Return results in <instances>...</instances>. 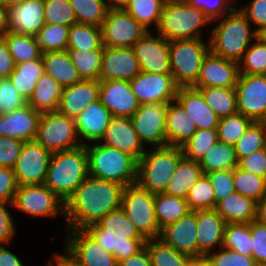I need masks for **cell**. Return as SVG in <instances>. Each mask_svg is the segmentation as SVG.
Segmentation results:
<instances>
[{"label":"cell","instance_id":"cell-38","mask_svg":"<svg viewBox=\"0 0 266 266\" xmlns=\"http://www.w3.org/2000/svg\"><path fill=\"white\" fill-rule=\"evenodd\" d=\"M195 89L202 94L206 104L219 119L238 113L235 88L202 87Z\"/></svg>","mask_w":266,"mask_h":266},{"label":"cell","instance_id":"cell-61","mask_svg":"<svg viewBox=\"0 0 266 266\" xmlns=\"http://www.w3.org/2000/svg\"><path fill=\"white\" fill-rule=\"evenodd\" d=\"M238 167L246 172L266 178V148L241 158L238 161Z\"/></svg>","mask_w":266,"mask_h":266},{"label":"cell","instance_id":"cell-54","mask_svg":"<svg viewBox=\"0 0 266 266\" xmlns=\"http://www.w3.org/2000/svg\"><path fill=\"white\" fill-rule=\"evenodd\" d=\"M220 251V252H219ZM218 252H211L205 258L210 266H254L252 256H245L234 250L221 247Z\"/></svg>","mask_w":266,"mask_h":266},{"label":"cell","instance_id":"cell-56","mask_svg":"<svg viewBox=\"0 0 266 266\" xmlns=\"http://www.w3.org/2000/svg\"><path fill=\"white\" fill-rule=\"evenodd\" d=\"M9 78L0 79V115L6 114L26 105Z\"/></svg>","mask_w":266,"mask_h":266},{"label":"cell","instance_id":"cell-75","mask_svg":"<svg viewBox=\"0 0 266 266\" xmlns=\"http://www.w3.org/2000/svg\"><path fill=\"white\" fill-rule=\"evenodd\" d=\"M254 266H266V262L255 263Z\"/></svg>","mask_w":266,"mask_h":266},{"label":"cell","instance_id":"cell-40","mask_svg":"<svg viewBox=\"0 0 266 266\" xmlns=\"http://www.w3.org/2000/svg\"><path fill=\"white\" fill-rule=\"evenodd\" d=\"M151 266H188L192 257L179 253L159 238L146 239Z\"/></svg>","mask_w":266,"mask_h":266},{"label":"cell","instance_id":"cell-53","mask_svg":"<svg viewBox=\"0 0 266 266\" xmlns=\"http://www.w3.org/2000/svg\"><path fill=\"white\" fill-rule=\"evenodd\" d=\"M46 24L71 27L77 23L76 15L69 0H44Z\"/></svg>","mask_w":266,"mask_h":266},{"label":"cell","instance_id":"cell-57","mask_svg":"<svg viewBox=\"0 0 266 266\" xmlns=\"http://www.w3.org/2000/svg\"><path fill=\"white\" fill-rule=\"evenodd\" d=\"M206 175L212 184L216 203L235 192L233 169L213 171L206 173Z\"/></svg>","mask_w":266,"mask_h":266},{"label":"cell","instance_id":"cell-58","mask_svg":"<svg viewBox=\"0 0 266 266\" xmlns=\"http://www.w3.org/2000/svg\"><path fill=\"white\" fill-rule=\"evenodd\" d=\"M250 224L252 257L255 263L266 262V225L253 220Z\"/></svg>","mask_w":266,"mask_h":266},{"label":"cell","instance_id":"cell-66","mask_svg":"<svg viewBox=\"0 0 266 266\" xmlns=\"http://www.w3.org/2000/svg\"><path fill=\"white\" fill-rule=\"evenodd\" d=\"M0 266H24L21 259L0 244Z\"/></svg>","mask_w":266,"mask_h":266},{"label":"cell","instance_id":"cell-9","mask_svg":"<svg viewBox=\"0 0 266 266\" xmlns=\"http://www.w3.org/2000/svg\"><path fill=\"white\" fill-rule=\"evenodd\" d=\"M121 208L145 239L159 238L154 193L141 188L137 183L128 185L122 194Z\"/></svg>","mask_w":266,"mask_h":266},{"label":"cell","instance_id":"cell-70","mask_svg":"<svg viewBox=\"0 0 266 266\" xmlns=\"http://www.w3.org/2000/svg\"><path fill=\"white\" fill-rule=\"evenodd\" d=\"M110 9H124L129 5L131 0H106Z\"/></svg>","mask_w":266,"mask_h":266},{"label":"cell","instance_id":"cell-20","mask_svg":"<svg viewBox=\"0 0 266 266\" xmlns=\"http://www.w3.org/2000/svg\"><path fill=\"white\" fill-rule=\"evenodd\" d=\"M239 75L238 62L216 56L209 51L202 61L194 88H235Z\"/></svg>","mask_w":266,"mask_h":266},{"label":"cell","instance_id":"cell-59","mask_svg":"<svg viewBox=\"0 0 266 266\" xmlns=\"http://www.w3.org/2000/svg\"><path fill=\"white\" fill-rule=\"evenodd\" d=\"M24 141L0 136V167L14 168Z\"/></svg>","mask_w":266,"mask_h":266},{"label":"cell","instance_id":"cell-15","mask_svg":"<svg viewBox=\"0 0 266 266\" xmlns=\"http://www.w3.org/2000/svg\"><path fill=\"white\" fill-rule=\"evenodd\" d=\"M51 155L35 140L24 142L13 168L18 186L44 184Z\"/></svg>","mask_w":266,"mask_h":266},{"label":"cell","instance_id":"cell-47","mask_svg":"<svg viewBox=\"0 0 266 266\" xmlns=\"http://www.w3.org/2000/svg\"><path fill=\"white\" fill-rule=\"evenodd\" d=\"M235 191L258 202L266 194V178L246 172L238 166L233 169Z\"/></svg>","mask_w":266,"mask_h":266},{"label":"cell","instance_id":"cell-29","mask_svg":"<svg viewBox=\"0 0 266 266\" xmlns=\"http://www.w3.org/2000/svg\"><path fill=\"white\" fill-rule=\"evenodd\" d=\"M176 100L182 105L188 118L197 129H217L219 117L206 104L202 94L195 88H178Z\"/></svg>","mask_w":266,"mask_h":266},{"label":"cell","instance_id":"cell-35","mask_svg":"<svg viewBox=\"0 0 266 266\" xmlns=\"http://www.w3.org/2000/svg\"><path fill=\"white\" fill-rule=\"evenodd\" d=\"M45 73L42 58L15 64L14 70L9 75V80L21 97L27 102L38 80Z\"/></svg>","mask_w":266,"mask_h":266},{"label":"cell","instance_id":"cell-64","mask_svg":"<svg viewBox=\"0 0 266 266\" xmlns=\"http://www.w3.org/2000/svg\"><path fill=\"white\" fill-rule=\"evenodd\" d=\"M15 63L9 53L7 43L0 37V78H8L14 70Z\"/></svg>","mask_w":266,"mask_h":266},{"label":"cell","instance_id":"cell-69","mask_svg":"<svg viewBox=\"0 0 266 266\" xmlns=\"http://www.w3.org/2000/svg\"><path fill=\"white\" fill-rule=\"evenodd\" d=\"M9 32L8 9L0 5V37Z\"/></svg>","mask_w":266,"mask_h":266},{"label":"cell","instance_id":"cell-11","mask_svg":"<svg viewBox=\"0 0 266 266\" xmlns=\"http://www.w3.org/2000/svg\"><path fill=\"white\" fill-rule=\"evenodd\" d=\"M13 208L36 218L65 216V202L44 184L18 186Z\"/></svg>","mask_w":266,"mask_h":266},{"label":"cell","instance_id":"cell-28","mask_svg":"<svg viewBox=\"0 0 266 266\" xmlns=\"http://www.w3.org/2000/svg\"><path fill=\"white\" fill-rule=\"evenodd\" d=\"M226 222L214 209L197 210L198 258L213 252L214 246L222 247Z\"/></svg>","mask_w":266,"mask_h":266},{"label":"cell","instance_id":"cell-34","mask_svg":"<svg viewBox=\"0 0 266 266\" xmlns=\"http://www.w3.org/2000/svg\"><path fill=\"white\" fill-rule=\"evenodd\" d=\"M203 171L197 161L182 157L164 193L186 199L191 187L202 176Z\"/></svg>","mask_w":266,"mask_h":266},{"label":"cell","instance_id":"cell-68","mask_svg":"<svg viewBox=\"0 0 266 266\" xmlns=\"http://www.w3.org/2000/svg\"><path fill=\"white\" fill-rule=\"evenodd\" d=\"M255 220L266 225V194L256 203Z\"/></svg>","mask_w":266,"mask_h":266},{"label":"cell","instance_id":"cell-63","mask_svg":"<svg viewBox=\"0 0 266 266\" xmlns=\"http://www.w3.org/2000/svg\"><path fill=\"white\" fill-rule=\"evenodd\" d=\"M9 206L13 208V203L0 201V244H9L16 232L13 216L7 209Z\"/></svg>","mask_w":266,"mask_h":266},{"label":"cell","instance_id":"cell-18","mask_svg":"<svg viewBox=\"0 0 266 266\" xmlns=\"http://www.w3.org/2000/svg\"><path fill=\"white\" fill-rule=\"evenodd\" d=\"M129 83L140 105L168 104L176 99L178 87L172 74H153L141 71Z\"/></svg>","mask_w":266,"mask_h":266},{"label":"cell","instance_id":"cell-42","mask_svg":"<svg viewBox=\"0 0 266 266\" xmlns=\"http://www.w3.org/2000/svg\"><path fill=\"white\" fill-rule=\"evenodd\" d=\"M102 50L67 49L70 59L82 80H99Z\"/></svg>","mask_w":266,"mask_h":266},{"label":"cell","instance_id":"cell-24","mask_svg":"<svg viewBox=\"0 0 266 266\" xmlns=\"http://www.w3.org/2000/svg\"><path fill=\"white\" fill-rule=\"evenodd\" d=\"M42 113L27 103L19 109L0 115V136L24 142L35 140Z\"/></svg>","mask_w":266,"mask_h":266},{"label":"cell","instance_id":"cell-39","mask_svg":"<svg viewBox=\"0 0 266 266\" xmlns=\"http://www.w3.org/2000/svg\"><path fill=\"white\" fill-rule=\"evenodd\" d=\"M3 38L15 64L37 60L41 57L42 52L35 36L9 31Z\"/></svg>","mask_w":266,"mask_h":266},{"label":"cell","instance_id":"cell-26","mask_svg":"<svg viewBox=\"0 0 266 266\" xmlns=\"http://www.w3.org/2000/svg\"><path fill=\"white\" fill-rule=\"evenodd\" d=\"M9 31L36 36L44 26V0H24L8 9Z\"/></svg>","mask_w":266,"mask_h":266},{"label":"cell","instance_id":"cell-5","mask_svg":"<svg viewBox=\"0 0 266 266\" xmlns=\"http://www.w3.org/2000/svg\"><path fill=\"white\" fill-rule=\"evenodd\" d=\"M86 144L89 176L124 187L137 181V161L129 154L100 142Z\"/></svg>","mask_w":266,"mask_h":266},{"label":"cell","instance_id":"cell-10","mask_svg":"<svg viewBox=\"0 0 266 266\" xmlns=\"http://www.w3.org/2000/svg\"><path fill=\"white\" fill-rule=\"evenodd\" d=\"M35 141L51 153L81 146L75 119L58 111L42 113Z\"/></svg>","mask_w":266,"mask_h":266},{"label":"cell","instance_id":"cell-33","mask_svg":"<svg viewBox=\"0 0 266 266\" xmlns=\"http://www.w3.org/2000/svg\"><path fill=\"white\" fill-rule=\"evenodd\" d=\"M63 87L50 75L43 74L27 101L32 109L40 113L57 111Z\"/></svg>","mask_w":266,"mask_h":266},{"label":"cell","instance_id":"cell-51","mask_svg":"<svg viewBox=\"0 0 266 266\" xmlns=\"http://www.w3.org/2000/svg\"><path fill=\"white\" fill-rule=\"evenodd\" d=\"M217 141V129H197L192 137L183 146H181L183 156L199 162Z\"/></svg>","mask_w":266,"mask_h":266},{"label":"cell","instance_id":"cell-31","mask_svg":"<svg viewBox=\"0 0 266 266\" xmlns=\"http://www.w3.org/2000/svg\"><path fill=\"white\" fill-rule=\"evenodd\" d=\"M256 203L235 191L218 201L214 210L226 223H250L256 217Z\"/></svg>","mask_w":266,"mask_h":266},{"label":"cell","instance_id":"cell-25","mask_svg":"<svg viewBox=\"0 0 266 266\" xmlns=\"http://www.w3.org/2000/svg\"><path fill=\"white\" fill-rule=\"evenodd\" d=\"M99 80H82L64 87L57 111L76 119L89 105L99 100Z\"/></svg>","mask_w":266,"mask_h":266},{"label":"cell","instance_id":"cell-49","mask_svg":"<svg viewBox=\"0 0 266 266\" xmlns=\"http://www.w3.org/2000/svg\"><path fill=\"white\" fill-rule=\"evenodd\" d=\"M68 31L69 27L45 23L35 36L41 52L66 51Z\"/></svg>","mask_w":266,"mask_h":266},{"label":"cell","instance_id":"cell-32","mask_svg":"<svg viewBox=\"0 0 266 266\" xmlns=\"http://www.w3.org/2000/svg\"><path fill=\"white\" fill-rule=\"evenodd\" d=\"M45 74L50 75L63 88L81 82L68 51H53L41 54Z\"/></svg>","mask_w":266,"mask_h":266},{"label":"cell","instance_id":"cell-22","mask_svg":"<svg viewBox=\"0 0 266 266\" xmlns=\"http://www.w3.org/2000/svg\"><path fill=\"white\" fill-rule=\"evenodd\" d=\"M140 72V65L132 47L103 46L99 80L130 81Z\"/></svg>","mask_w":266,"mask_h":266},{"label":"cell","instance_id":"cell-1","mask_svg":"<svg viewBox=\"0 0 266 266\" xmlns=\"http://www.w3.org/2000/svg\"><path fill=\"white\" fill-rule=\"evenodd\" d=\"M124 186L87 176L65 202L66 229H86L121 207Z\"/></svg>","mask_w":266,"mask_h":266},{"label":"cell","instance_id":"cell-62","mask_svg":"<svg viewBox=\"0 0 266 266\" xmlns=\"http://www.w3.org/2000/svg\"><path fill=\"white\" fill-rule=\"evenodd\" d=\"M18 184L14 170L8 167H0V201L14 203Z\"/></svg>","mask_w":266,"mask_h":266},{"label":"cell","instance_id":"cell-23","mask_svg":"<svg viewBox=\"0 0 266 266\" xmlns=\"http://www.w3.org/2000/svg\"><path fill=\"white\" fill-rule=\"evenodd\" d=\"M99 142L131 155L136 161L146 152L130 117H113Z\"/></svg>","mask_w":266,"mask_h":266},{"label":"cell","instance_id":"cell-43","mask_svg":"<svg viewBox=\"0 0 266 266\" xmlns=\"http://www.w3.org/2000/svg\"><path fill=\"white\" fill-rule=\"evenodd\" d=\"M240 74L266 75V41L258 35L238 62Z\"/></svg>","mask_w":266,"mask_h":266},{"label":"cell","instance_id":"cell-73","mask_svg":"<svg viewBox=\"0 0 266 266\" xmlns=\"http://www.w3.org/2000/svg\"><path fill=\"white\" fill-rule=\"evenodd\" d=\"M258 35H260L266 41V28L262 32H260Z\"/></svg>","mask_w":266,"mask_h":266},{"label":"cell","instance_id":"cell-41","mask_svg":"<svg viewBox=\"0 0 266 266\" xmlns=\"http://www.w3.org/2000/svg\"><path fill=\"white\" fill-rule=\"evenodd\" d=\"M67 49H103L101 27L76 23L69 28Z\"/></svg>","mask_w":266,"mask_h":266},{"label":"cell","instance_id":"cell-13","mask_svg":"<svg viewBox=\"0 0 266 266\" xmlns=\"http://www.w3.org/2000/svg\"><path fill=\"white\" fill-rule=\"evenodd\" d=\"M235 91L238 113L266 122V75L240 74Z\"/></svg>","mask_w":266,"mask_h":266},{"label":"cell","instance_id":"cell-30","mask_svg":"<svg viewBox=\"0 0 266 266\" xmlns=\"http://www.w3.org/2000/svg\"><path fill=\"white\" fill-rule=\"evenodd\" d=\"M174 102V103H173ZM197 131V127L188 118L185 109L175 99L167 104L166 111V136L170 146H183Z\"/></svg>","mask_w":266,"mask_h":266},{"label":"cell","instance_id":"cell-12","mask_svg":"<svg viewBox=\"0 0 266 266\" xmlns=\"http://www.w3.org/2000/svg\"><path fill=\"white\" fill-rule=\"evenodd\" d=\"M147 30L124 9H108L101 25L103 46L132 47Z\"/></svg>","mask_w":266,"mask_h":266},{"label":"cell","instance_id":"cell-45","mask_svg":"<svg viewBox=\"0 0 266 266\" xmlns=\"http://www.w3.org/2000/svg\"><path fill=\"white\" fill-rule=\"evenodd\" d=\"M164 3V0H131L125 10L147 31H152L149 26L154 22L157 29Z\"/></svg>","mask_w":266,"mask_h":266},{"label":"cell","instance_id":"cell-4","mask_svg":"<svg viewBox=\"0 0 266 266\" xmlns=\"http://www.w3.org/2000/svg\"><path fill=\"white\" fill-rule=\"evenodd\" d=\"M88 175L86 147L81 145L52 153L44 185L66 202Z\"/></svg>","mask_w":266,"mask_h":266},{"label":"cell","instance_id":"cell-37","mask_svg":"<svg viewBox=\"0 0 266 266\" xmlns=\"http://www.w3.org/2000/svg\"><path fill=\"white\" fill-rule=\"evenodd\" d=\"M203 174L232 170L238 166L234 145L217 141L198 162Z\"/></svg>","mask_w":266,"mask_h":266},{"label":"cell","instance_id":"cell-74","mask_svg":"<svg viewBox=\"0 0 266 266\" xmlns=\"http://www.w3.org/2000/svg\"><path fill=\"white\" fill-rule=\"evenodd\" d=\"M165 3L185 2V0H164Z\"/></svg>","mask_w":266,"mask_h":266},{"label":"cell","instance_id":"cell-50","mask_svg":"<svg viewBox=\"0 0 266 266\" xmlns=\"http://www.w3.org/2000/svg\"><path fill=\"white\" fill-rule=\"evenodd\" d=\"M254 121L241 113L219 119L218 141L235 145Z\"/></svg>","mask_w":266,"mask_h":266},{"label":"cell","instance_id":"cell-46","mask_svg":"<svg viewBox=\"0 0 266 266\" xmlns=\"http://www.w3.org/2000/svg\"><path fill=\"white\" fill-rule=\"evenodd\" d=\"M222 246L245 256H252L250 224L226 223Z\"/></svg>","mask_w":266,"mask_h":266},{"label":"cell","instance_id":"cell-72","mask_svg":"<svg viewBox=\"0 0 266 266\" xmlns=\"http://www.w3.org/2000/svg\"><path fill=\"white\" fill-rule=\"evenodd\" d=\"M24 0H0V5L6 7L7 9L20 4Z\"/></svg>","mask_w":266,"mask_h":266},{"label":"cell","instance_id":"cell-36","mask_svg":"<svg viewBox=\"0 0 266 266\" xmlns=\"http://www.w3.org/2000/svg\"><path fill=\"white\" fill-rule=\"evenodd\" d=\"M154 208L160 230L175 223L190 211L186 199L164 192L154 194Z\"/></svg>","mask_w":266,"mask_h":266},{"label":"cell","instance_id":"cell-17","mask_svg":"<svg viewBox=\"0 0 266 266\" xmlns=\"http://www.w3.org/2000/svg\"><path fill=\"white\" fill-rule=\"evenodd\" d=\"M153 31H147L132 46L142 72L171 74L169 41Z\"/></svg>","mask_w":266,"mask_h":266},{"label":"cell","instance_id":"cell-2","mask_svg":"<svg viewBox=\"0 0 266 266\" xmlns=\"http://www.w3.org/2000/svg\"><path fill=\"white\" fill-rule=\"evenodd\" d=\"M117 262L127 259L140 251L146 239L120 207L101 218L96 224L85 229Z\"/></svg>","mask_w":266,"mask_h":266},{"label":"cell","instance_id":"cell-55","mask_svg":"<svg viewBox=\"0 0 266 266\" xmlns=\"http://www.w3.org/2000/svg\"><path fill=\"white\" fill-rule=\"evenodd\" d=\"M230 1L231 0H185V3L199 8L211 22H213L237 8L231 4L233 1Z\"/></svg>","mask_w":266,"mask_h":266},{"label":"cell","instance_id":"cell-60","mask_svg":"<svg viewBox=\"0 0 266 266\" xmlns=\"http://www.w3.org/2000/svg\"><path fill=\"white\" fill-rule=\"evenodd\" d=\"M258 34L266 28V0H251L248 6L238 8ZM254 24V25H253Z\"/></svg>","mask_w":266,"mask_h":266},{"label":"cell","instance_id":"cell-16","mask_svg":"<svg viewBox=\"0 0 266 266\" xmlns=\"http://www.w3.org/2000/svg\"><path fill=\"white\" fill-rule=\"evenodd\" d=\"M167 104L148 103L140 105L130 117L141 142L151 147L167 146L166 136ZM153 145V146H152Z\"/></svg>","mask_w":266,"mask_h":266},{"label":"cell","instance_id":"cell-44","mask_svg":"<svg viewBox=\"0 0 266 266\" xmlns=\"http://www.w3.org/2000/svg\"><path fill=\"white\" fill-rule=\"evenodd\" d=\"M77 23L101 27L108 11L106 0H69Z\"/></svg>","mask_w":266,"mask_h":266},{"label":"cell","instance_id":"cell-14","mask_svg":"<svg viewBox=\"0 0 266 266\" xmlns=\"http://www.w3.org/2000/svg\"><path fill=\"white\" fill-rule=\"evenodd\" d=\"M67 231L65 251L78 266H117L113 254L106 251L85 229Z\"/></svg>","mask_w":266,"mask_h":266},{"label":"cell","instance_id":"cell-6","mask_svg":"<svg viewBox=\"0 0 266 266\" xmlns=\"http://www.w3.org/2000/svg\"><path fill=\"white\" fill-rule=\"evenodd\" d=\"M183 151L178 146L152 147L137 161L136 183L151 193H161L167 188Z\"/></svg>","mask_w":266,"mask_h":266},{"label":"cell","instance_id":"cell-65","mask_svg":"<svg viewBox=\"0 0 266 266\" xmlns=\"http://www.w3.org/2000/svg\"><path fill=\"white\" fill-rule=\"evenodd\" d=\"M117 266H151V260L146 246L131 257L117 262Z\"/></svg>","mask_w":266,"mask_h":266},{"label":"cell","instance_id":"cell-19","mask_svg":"<svg viewBox=\"0 0 266 266\" xmlns=\"http://www.w3.org/2000/svg\"><path fill=\"white\" fill-rule=\"evenodd\" d=\"M159 239L179 253L198 258L197 210H190L175 223L162 228Z\"/></svg>","mask_w":266,"mask_h":266},{"label":"cell","instance_id":"cell-8","mask_svg":"<svg viewBox=\"0 0 266 266\" xmlns=\"http://www.w3.org/2000/svg\"><path fill=\"white\" fill-rule=\"evenodd\" d=\"M209 51V41L203 42L202 38L169 42L170 69L178 88L197 85L202 61Z\"/></svg>","mask_w":266,"mask_h":266},{"label":"cell","instance_id":"cell-71","mask_svg":"<svg viewBox=\"0 0 266 266\" xmlns=\"http://www.w3.org/2000/svg\"><path fill=\"white\" fill-rule=\"evenodd\" d=\"M188 266H210L208 260L205 257L193 258Z\"/></svg>","mask_w":266,"mask_h":266},{"label":"cell","instance_id":"cell-48","mask_svg":"<svg viewBox=\"0 0 266 266\" xmlns=\"http://www.w3.org/2000/svg\"><path fill=\"white\" fill-rule=\"evenodd\" d=\"M263 148H266V122H253L234 145L238 161Z\"/></svg>","mask_w":266,"mask_h":266},{"label":"cell","instance_id":"cell-27","mask_svg":"<svg viewBox=\"0 0 266 266\" xmlns=\"http://www.w3.org/2000/svg\"><path fill=\"white\" fill-rule=\"evenodd\" d=\"M112 118L111 112L100 100L84 109L75 119L81 144L86 145L91 142H99L104 136Z\"/></svg>","mask_w":266,"mask_h":266},{"label":"cell","instance_id":"cell-7","mask_svg":"<svg viewBox=\"0 0 266 266\" xmlns=\"http://www.w3.org/2000/svg\"><path fill=\"white\" fill-rule=\"evenodd\" d=\"M210 22L203 11L188 3H164L159 25L155 31L169 42L201 39L202 28Z\"/></svg>","mask_w":266,"mask_h":266},{"label":"cell","instance_id":"cell-21","mask_svg":"<svg viewBox=\"0 0 266 266\" xmlns=\"http://www.w3.org/2000/svg\"><path fill=\"white\" fill-rule=\"evenodd\" d=\"M99 100L113 117H131L140 107L127 80H99Z\"/></svg>","mask_w":266,"mask_h":266},{"label":"cell","instance_id":"cell-3","mask_svg":"<svg viewBox=\"0 0 266 266\" xmlns=\"http://www.w3.org/2000/svg\"><path fill=\"white\" fill-rule=\"evenodd\" d=\"M210 31L209 49L216 56L239 62L258 33L238 7L222 18Z\"/></svg>","mask_w":266,"mask_h":266},{"label":"cell","instance_id":"cell-67","mask_svg":"<svg viewBox=\"0 0 266 266\" xmlns=\"http://www.w3.org/2000/svg\"><path fill=\"white\" fill-rule=\"evenodd\" d=\"M54 261L49 260L47 266H78V264L71 258V256L64 250V253H54Z\"/></svg>","mask_w":266,"mask_h":266},{"label":"cell","instance_id":"cell-52","mask_svg":"<svg viewBox=\"0 0 266 266\" xmlns=\"http://www.w3.org/2000/svg\"><path fill=\"white\" fill-rule=\"evenodd\" d=\"M189 210H211L215 209L216 201L212 184L206 174L197 180L191 187L186 198Z\"/></svg>","mask_w":266,"mask_h":266}]
</instances>
